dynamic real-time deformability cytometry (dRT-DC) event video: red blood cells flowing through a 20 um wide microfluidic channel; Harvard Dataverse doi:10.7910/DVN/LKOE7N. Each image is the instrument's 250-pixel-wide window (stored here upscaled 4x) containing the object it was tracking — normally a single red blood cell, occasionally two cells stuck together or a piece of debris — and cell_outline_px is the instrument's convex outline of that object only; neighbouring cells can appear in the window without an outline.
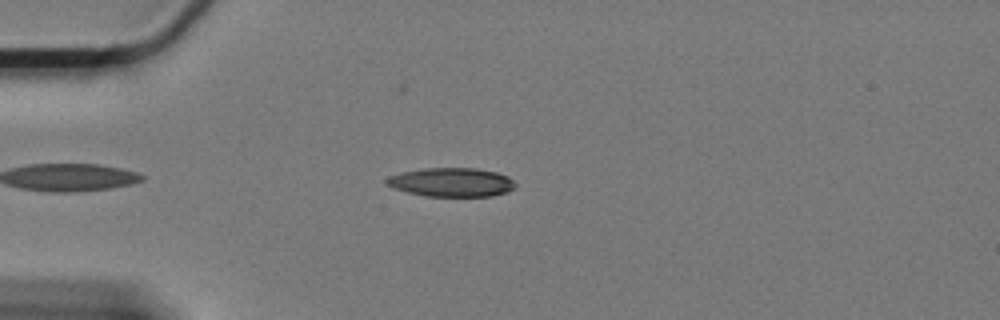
{"species": "Egyptian fruit bat (a non-hibernating species)", "species_latin": "Rousettus aegyptiacus", "temperature_condition": "cold", "stored_images_in_passage": 30, "camera_frame_rate_fps": 3000, "um_per_image_px": 0.085, "animal": {"sex": "female"}, "frame": {"image": 1, "passage_image": 7, "time_ms": 2.0, "image_size_px": [1000, 320], "cell_outline_px": [[516, 188], [508, 192], [492, 196], [424, 196], [408, 192], [384, 184], [384, 180], [388, 176], [400, 172], [424, 168], [476, 168], [496, 172], [508, 176], [516, 184]], "centroid_in_image_um": [38.38, 15.49], "position_along_channel_um": 46.6, "area_um2": 21.85}}
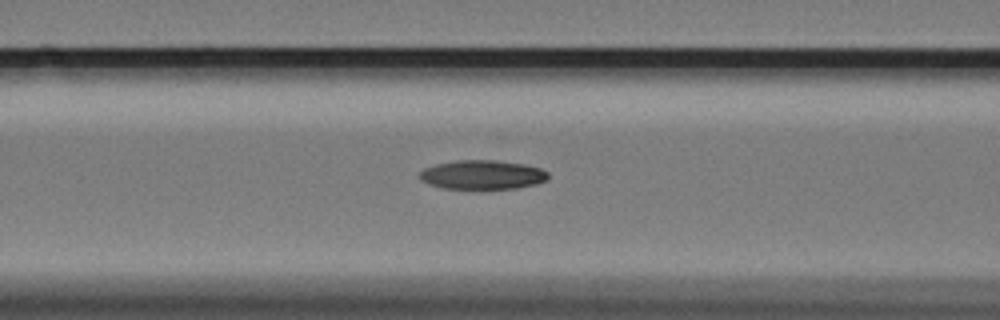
{"frame": {"image": 2, "passage_image": 16, "time_ms": 5.0, "image_size_px": [1000, 320], "cell_outline_px": [[548, 176], [544, 180], [536, 184], [516, 188], [444, 188], [428, 184], [420, 180], [416, 176], [424, 168], [436, 164], [456, 160], [496, 160], [524, 164], [540, 168], [548, 172]], "centroid_in_image_um": [40.95, 14.84], "position_along_channel_um": 125.6, "area_um2": 21.73}}
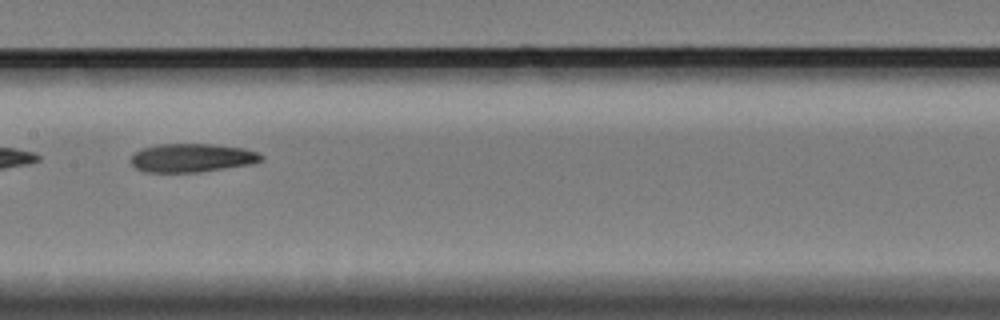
{"frame": {"image": 3, "passage_image": 20, "time_ms": 6.333, "image_size_px": [1000, 320], "cell_outline_px": [[264, 160], [252, 164], [200, 172], [144, 172], [136, 168], [132, 164], [132, 156], [140, 148], [156, 144], [212, 144], [244, 148], [256, 152], [264, 156]], "centroid_in_image_um": [16.33, 13.41], "position_along_channel_um": 191.1, "area_um2": 21.79}}